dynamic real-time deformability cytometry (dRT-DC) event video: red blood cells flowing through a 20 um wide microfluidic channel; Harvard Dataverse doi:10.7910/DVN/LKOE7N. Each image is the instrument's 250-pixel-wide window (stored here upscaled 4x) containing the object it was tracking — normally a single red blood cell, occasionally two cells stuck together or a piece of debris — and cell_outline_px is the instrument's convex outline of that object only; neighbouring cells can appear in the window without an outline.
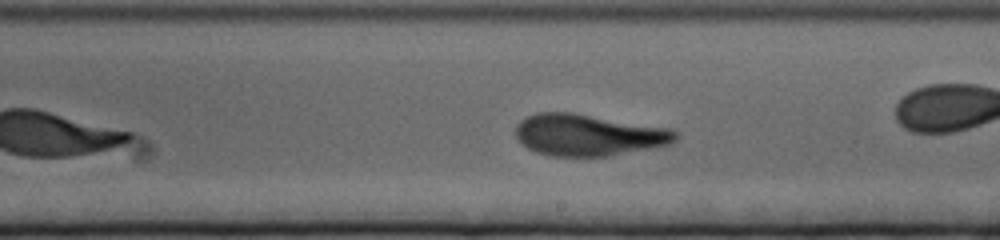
{"species": "human", "species_latin": "Homo sapiens", "temperature_condition": "cold", "stored_images_in_passage": 47, "camera_frame_rate_fps": 3000, "um_per_image_px": 0.085, "donor": {"sex": "female"}, "frame": {"image": 1, "passage_image": 21, "time_ms": 6.667, "image_size_px": [1000, 240], "cell_outline_px": [[676, 140], [672, 144], [608, 156], [548, 156], [536, 152], [520, 144], [516, 140], [516, 124], [520, 120], [528, 116], [540, 112], [568, 112], [668, 128], [676, 132]], "centroid_in_image_um": [49.95, 11.48], "position_along_channel_um": 239.0, "area_um2": 38.55}, "authors_computed_cell_mechanics": {"area_um2": 39.015, "velocity_mm_per_s": 3.2778, "shape_relaxation_time_tau1_ms": 4.8794, "shape_relaxation_time_tau2_ms": 1.9662, "deformation_change_tau1": 0.2126, "deformation_change_tau2": 0.0804}}